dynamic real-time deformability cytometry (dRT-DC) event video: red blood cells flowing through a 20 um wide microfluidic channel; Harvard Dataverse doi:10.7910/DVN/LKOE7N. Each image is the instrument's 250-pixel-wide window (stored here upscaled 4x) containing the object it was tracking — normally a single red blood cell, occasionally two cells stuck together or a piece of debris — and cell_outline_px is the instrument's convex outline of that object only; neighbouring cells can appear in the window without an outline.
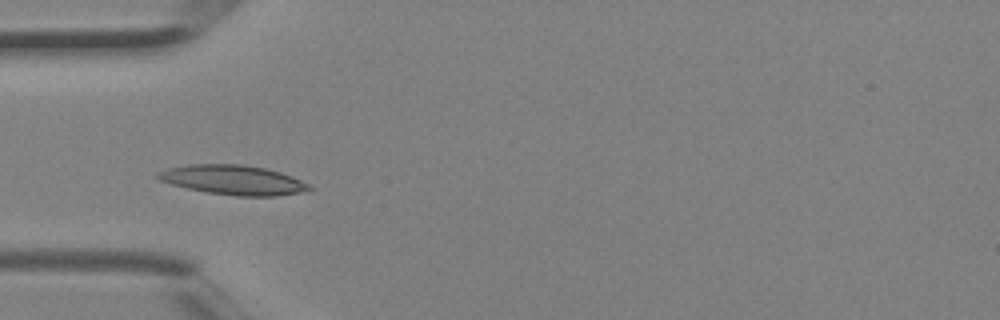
{"species": "Egyptian fruit bat (a non-hibernating species)", "species_latin": "Rousettus aegyptiacus", "temperature_condition": "room temperature", "stored_images_in_passage": 5, "camera_frame_rate_fps": 3000, "um_per_image_px": 0.085, "animal": {"sex": "female"}, "frame": {"image": 1, "passage_image": 4, "time_ms": 1.0, "image_size_px": [1000, 320], "cell_outline_px": [[312, 188], [308, 192], [276, 196], [236, 196], [208, 192], [188, 188], [172, 184], [160, 180], [156, 176], [156, 172], [168, 168], [188, 164], [244, 164], [264, 168], [280, 172], [292, 176], [308, 184]], "centroid_in_image_um": [19.84, 15.29], "position_along_channel_um": 65.2, "area_um2": 26.13}}
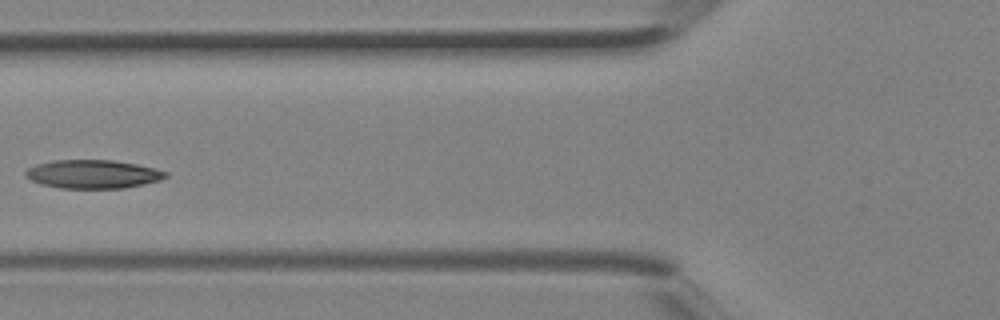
{"frame": {"image": 2, "passage_image": 5, "time_ms": 1.333, "image_size_px": [1000, 320], "cell_outline_px": [[168, 176], [160, 180], [144, 184], [124, 188], [60, 188], [40, 184], [24, 176], [24, 172], [28, 168], [36, 164], [52, 160], [112, 160], [136, 164], [156, 168], [168, 172]], "centroid_in_image_um": [7.89, 14.8], "position_along_channel_um": 117.9, "area_um2": 23.41}}